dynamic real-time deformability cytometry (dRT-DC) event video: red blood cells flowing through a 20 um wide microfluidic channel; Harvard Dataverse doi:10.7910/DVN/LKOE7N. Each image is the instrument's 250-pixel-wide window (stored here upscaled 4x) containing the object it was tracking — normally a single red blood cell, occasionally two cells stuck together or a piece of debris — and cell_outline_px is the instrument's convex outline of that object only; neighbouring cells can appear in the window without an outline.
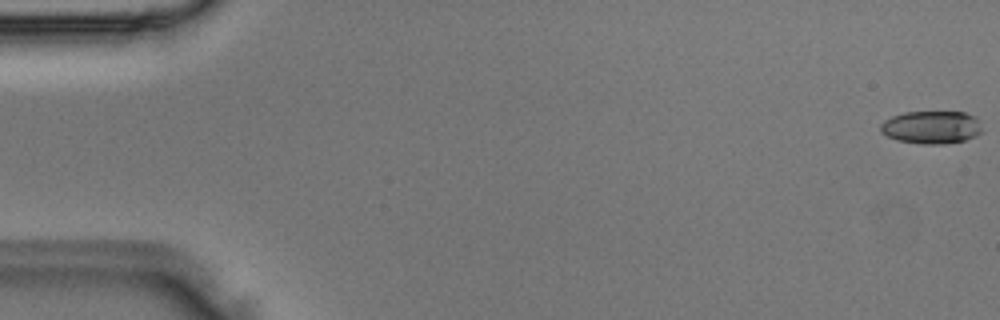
{"species": "Egyptian fruit bat (a non-hibernating species)", "species_latin": "Rousettus aegyptiacus", "temperature_condition": "room temperature", "stored_images_in_passage": 4, "camera_frame_rate_fps": 3000, "um_per_image_px": 0.085, "animal": {"sex": "male"}, "frame": {"image": 1, "passage_image": 1, "time_ms": 0.0, "image_size_px": [1000, 320], "cell_outline_px": [[980, 132], [976, 136], [964, 140], [944, 144], [924, 144], [896, 140], [880, 132], [880, 124], [884, 120], [892, 116], [904, 112], [964, 112], [976, 116], [980, 128]], "centroid_in_image_um": [79.14, 10.81], "position_along_channel_um": 5.9, "area_um2": 19.42}}